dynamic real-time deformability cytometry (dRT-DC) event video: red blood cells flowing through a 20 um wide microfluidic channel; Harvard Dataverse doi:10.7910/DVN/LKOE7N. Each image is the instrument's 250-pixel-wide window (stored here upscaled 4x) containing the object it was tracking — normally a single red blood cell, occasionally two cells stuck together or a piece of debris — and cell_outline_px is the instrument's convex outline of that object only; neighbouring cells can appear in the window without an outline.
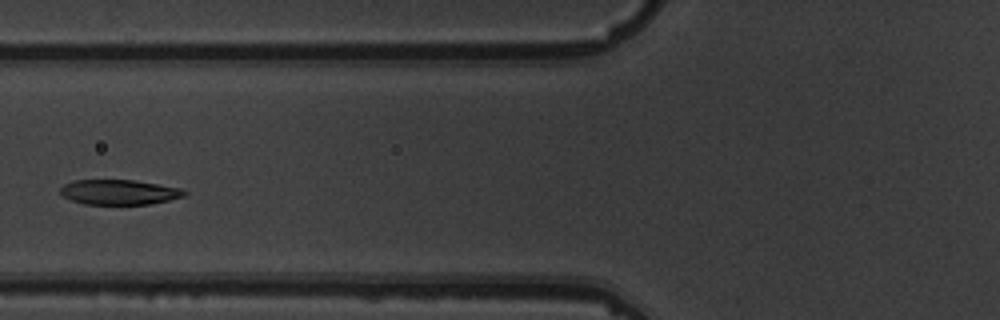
{"species": "common noctule bat (a hibernating species)", "species_latin": "Nyctalus noctula", "temperature_condition": "warm", "stored_images_in_passage": 6, "camera_frame_rate_fps": 3000, "um_per_image_px": 0.085, "animal": {"sex": "male", "body_mass_g": 19.5, "forearm_length_mm": 54.6}, "frame": {"image": 1, "passage_image": 5, "time_ms": 4.667, "image_size_px": [1000, 320], "cell_outline_px": [[188, 192], [184, 196], [152, 204], [84, 204], [72, 200], [64, 196], [60, 192], [60, 188], [64, 184], [72, 180], [132, 180], [180, 188]], "centroid_in_image_um": [10.11, 16.33], "position_along_channel_um": 115.7, "area_um2": 17.92}}
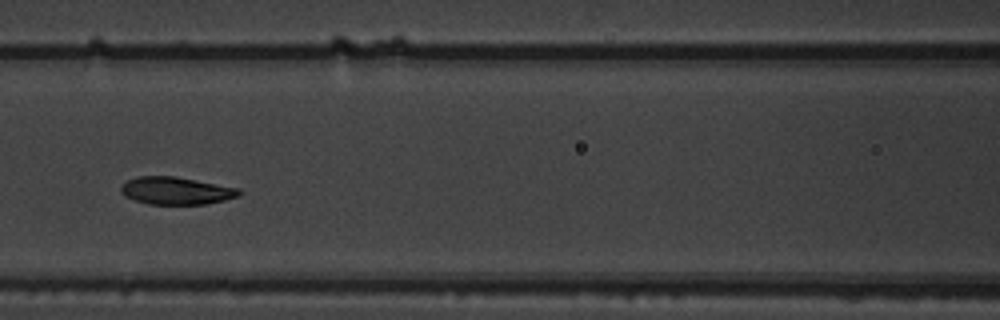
{"frame": {"image": 2, "passage_image": 6, "time_ms": 5.667, "image_size_px": [1000, 320], "cell_outline_px": [[240, 196], [208, 204], [148, 204], [124, 196], [120, 192], [120, 188], [128, 180], [136, 176], [176, 176], [240, 188]], "centroid_in_image_um": [14.98, 16.21], "position_along_channel_um": 151.6, "area_um2": 19.02}}